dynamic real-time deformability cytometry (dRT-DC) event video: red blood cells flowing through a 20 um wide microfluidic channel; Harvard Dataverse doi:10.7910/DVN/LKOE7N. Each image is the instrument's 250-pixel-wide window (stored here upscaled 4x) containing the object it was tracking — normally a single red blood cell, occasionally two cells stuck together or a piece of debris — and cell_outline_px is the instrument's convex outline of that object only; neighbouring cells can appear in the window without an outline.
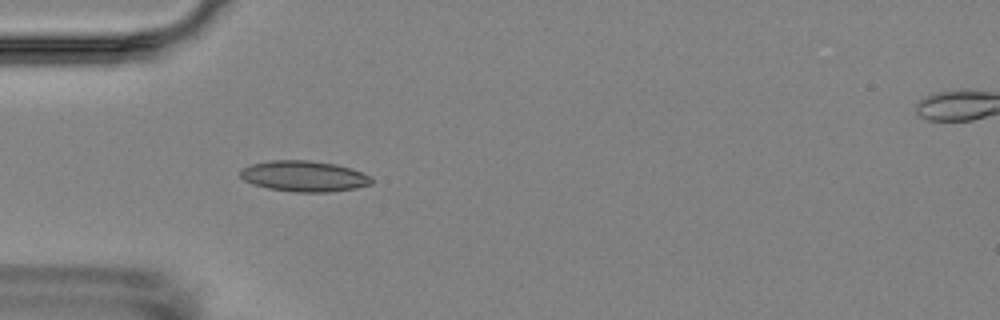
{"species": "Egyptian fruit bat (a non-hibernating species)", "species_latin": "Rousettus aegyptiacus", "temperature_condition": "room temperature", "stored_images_in_passage": 5, "camera_frame_rate_fps": 3000, "um_per_image_px": 0.085, "animal": {"sex": "female"}, "frame": {"image": 1, "passage_image": 4, "time_ms": 4.333, "image_size_px": [1000, 320], "cell_outline_px": [[372, 184], [356, 188], [328, 192], [292, 192], [268, 188], [252, 184], [244, 180], [240, 176], [240, 172], [244, 168], [252, 164], [268, 160], [308, 160], [336, 164], [352, 168], [368, 176], [372, 180]], "centroid_in_image_um": [25.83, 14.98], "position_along_channel_um": 59.2, "area_um2": 23.52}}